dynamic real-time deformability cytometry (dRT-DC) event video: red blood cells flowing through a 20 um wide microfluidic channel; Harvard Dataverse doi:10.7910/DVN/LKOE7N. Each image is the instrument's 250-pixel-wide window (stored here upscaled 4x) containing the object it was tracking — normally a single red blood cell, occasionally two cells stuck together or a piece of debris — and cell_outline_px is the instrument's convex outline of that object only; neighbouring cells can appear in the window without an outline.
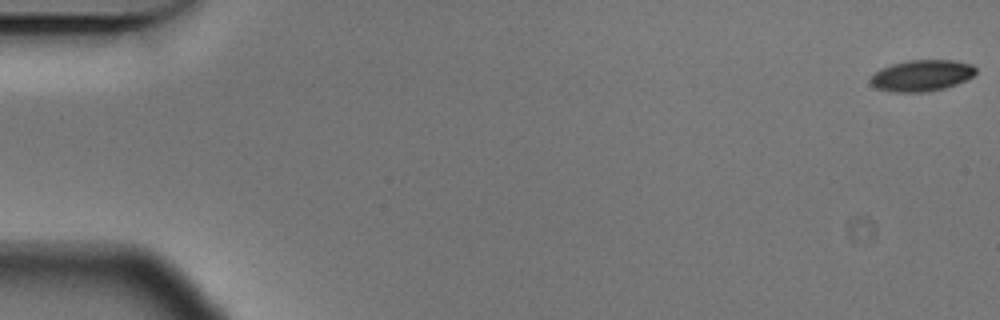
{"species": "Egyptian fruit bat (a non-hibernating species)", "species_latin": "Rousettus aegyptiacus", "temperature_condition": "cold", "stored_images_in_passage": 57, "camera_frame_rate_fps": 3000, "um_per_image_px": 0.085, "animal": {"sex": "male"}, "frame": {"image": 1, "passage_image": 1, "time_ms": 0.0, "image_size_px": [1000, 320], "cell_outline_px": [[976, 72], [972, 76], [956, 84], [944, 88], [924, 92], [892, 92], [876, 88], [872, 84], [872, 76], [880, 68], [892, 64], [908, 60], [956, 60], [972, 64], [976, 68]], "centroid_in_image_um": [78.36, 6.41], "position_along_channel_um": 6.6, "area_um2": 19.07}}
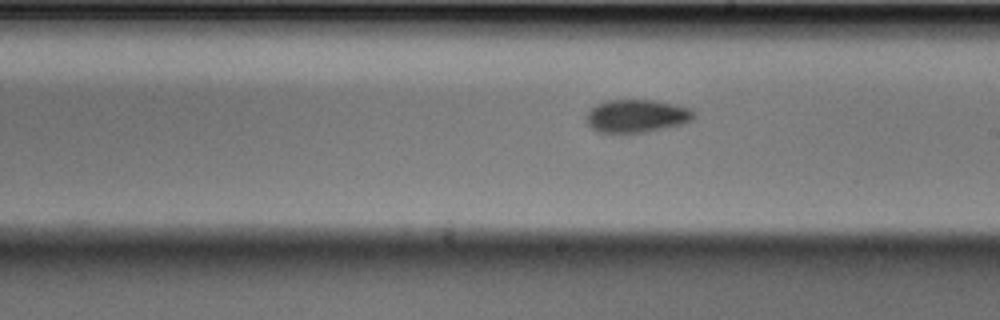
{"frame": {"image": 2, "passage_image": 33, "time_ms": 10.667, "image_size_px": [1000, 320], "cell_outline_px": [[696, 116], [692, 120], [680, 124], [648, 132], [600, 132], [592, 128], [584, 120], [588, 112], [596, 104], [608, 100], [652, 100], [676, 104], [692, 108], [696, 112]], "centroid_in_image_um": [54.15, 9.84], "position_along_channel_um": 234.9, "area_um2": 20.69}}
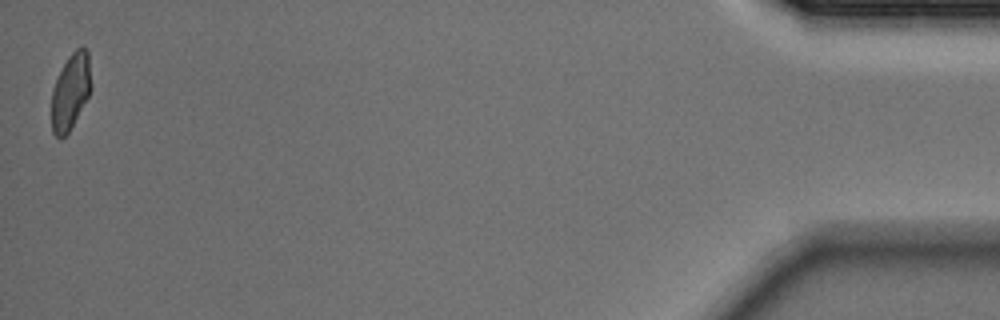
{"frame": {"image": 3, "passage_image": 57, "time_ms": 18.667, "image_size_px": [1000, 320], "cell_outline_px": [[92, 88], [88, 96], [68, 132], [60, 140], [52, 132], [52, 92], [56, 80], [68, 56], [76, 48], [84, 44], [88, 48]], "centroid_in_image_um": [6.02, 7.72], "position_along_channel_um": 429.2, "area_um2": 17.51}, "authors_computed_cell_mechanics": {"area_um2": 19.7676, "velocity_mm_per_s": 3.5476, "shape_relaxation_time_tau1_ms": 3.6737, "shape_relaxation_time_tau2_ms": 3.9701, "deformation_change_tau1": 0.1029, "deformation_change_tau2": 0.0831}}